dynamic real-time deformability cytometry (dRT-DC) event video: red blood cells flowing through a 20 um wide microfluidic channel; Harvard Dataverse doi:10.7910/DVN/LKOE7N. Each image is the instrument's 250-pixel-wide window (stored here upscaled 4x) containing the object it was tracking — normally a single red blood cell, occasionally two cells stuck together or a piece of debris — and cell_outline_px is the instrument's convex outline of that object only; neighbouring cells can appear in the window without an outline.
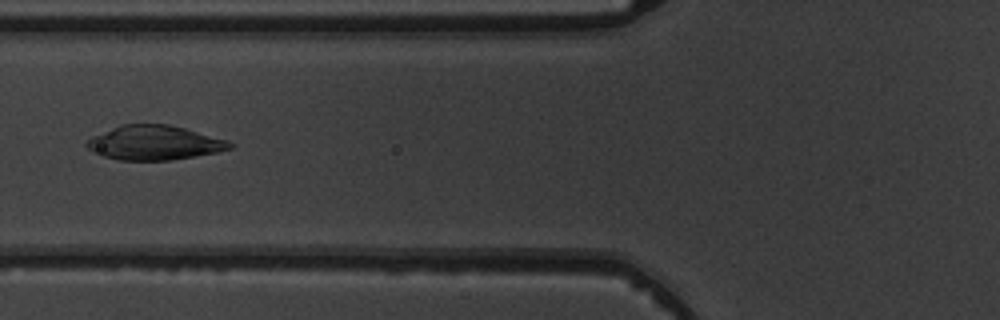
{"species": "common noctule bat (a hibernating species)", "species_latin": "Nyctalus noctula", "temperature_condition": "warm", "stored_images_in_passage": 6, "camera_frame_rate_fps": 3000, "um_per_image_px": 0.085, "animal": {"sex": "male", "body_mass_g": 19.5, "forearm_length_mm": 54.6}, "frame": {"image": 1, "passage_image": 6, "time_ms": 5.667, "image_size_px": [1000, 320], "cell_outline_px": [[232, 148], [216, 152], [172, 160], [120, 160], [104, 156], [92, 152], [84, 144], [92, 136], [120, 124], [168, 124], [184, 128], [228, 140], [232, 144]], "centroid_in_image_um": [13.09, 12.13], "position_along_channel_um": 112.7, "area_um2": 28.55}}